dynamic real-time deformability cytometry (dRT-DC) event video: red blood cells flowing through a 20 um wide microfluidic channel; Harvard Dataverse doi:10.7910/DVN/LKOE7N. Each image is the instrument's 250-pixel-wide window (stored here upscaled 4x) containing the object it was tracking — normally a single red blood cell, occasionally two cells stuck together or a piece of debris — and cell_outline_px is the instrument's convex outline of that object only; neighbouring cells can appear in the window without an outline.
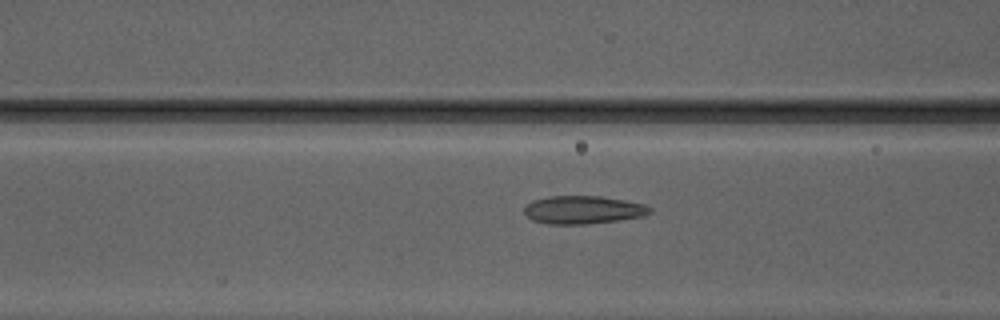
{"species": "Egyptian fruit bat (a non-hibernating species)", "species_latin": "Rousettus aegyptiacus", "temperature_condition": "warm", "stored_images_in_passage": 38, "camera_frame_rate_fps": 3000, "um_per_image_px": 0.085, "animal": {"sex": "male"}, "frame": {"image": 1, "passage_image": 16, "time_ms": 5.0, "image_size_px": [1000, 320], "cell_outline_px": [[652, 212], [644, 216], [588, 224], [548, 224], [532, 220], [524, 212], [524, 208], [532, 200], [548, 196], [600, 196], [624, 200], [644, 204], [652, 208]], "centroid_in_image_um": [49.56, 17.83], "position_along_channel_um": 117.0, "area_um2": 20.52}}
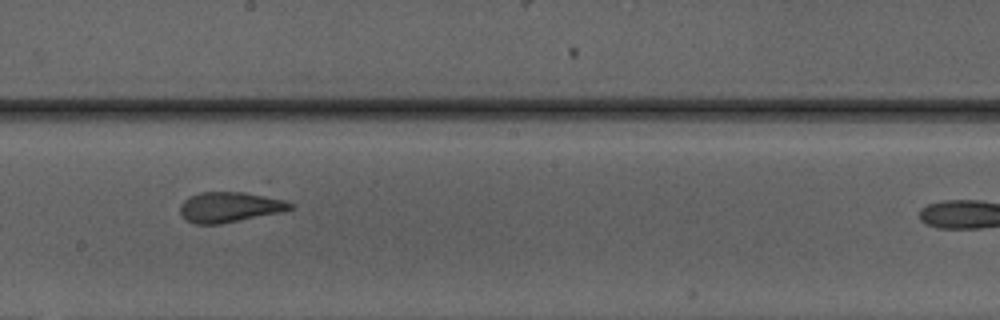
{"frame": {"image": 2, "passage_image": 24, "time_ms": 7.667, "image_size_px": [1000, 320], "cell_outline_px": [[292, 208], [280, 212], [220, 224], [196, 224], [188, 220], [180, 212], [180, 204], [184, 200], [200, 192], [244, 192], [284, 200], [292, 204]], "centroid_in_image_um": [19.49, 17.6], "position_along_channel_um": 228.7, "area_um2": 19.02}}
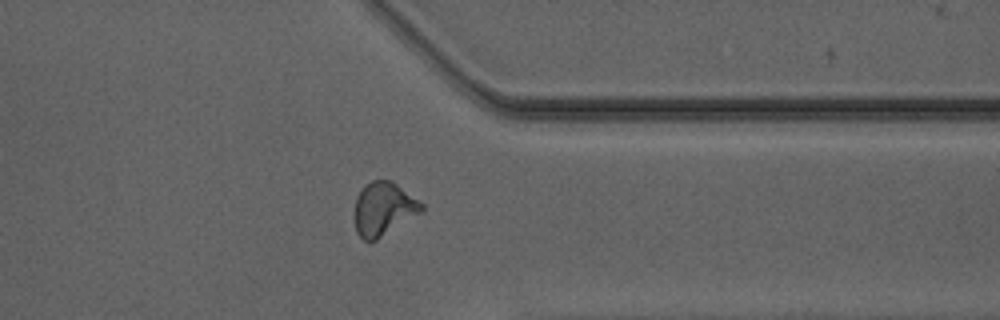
{"frame": {"image": 3, "passage_image": 35, "time_ms": 11.333, "image_size_px": [1000, 320], "cell_outline_px": [[424, 208], [420, 212], [376, 240], [364, 240], [356, 232], [352, 216], [352, 212], [356, 196], [372, 180], [392, 180], [424, 204]], "centroid_in_image_um": [32.55, 17.75], "position_along_channel_um": 378.9, "area_um2": 20.81}}